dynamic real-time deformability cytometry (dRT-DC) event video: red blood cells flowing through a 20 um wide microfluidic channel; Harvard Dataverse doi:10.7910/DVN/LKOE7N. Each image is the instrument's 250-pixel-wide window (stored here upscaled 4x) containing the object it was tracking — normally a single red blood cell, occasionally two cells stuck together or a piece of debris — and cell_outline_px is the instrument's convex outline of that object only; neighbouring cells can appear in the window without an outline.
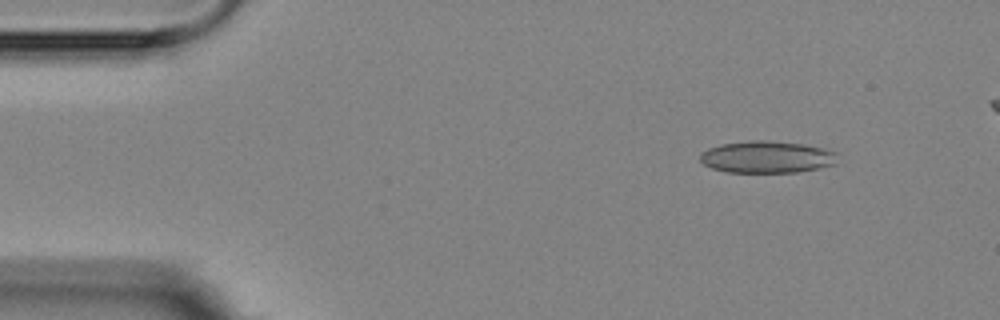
{"species": "Egyptian fruit bat (a non-hibernating species)", "species_latin": "Rousettus aegyptiacus", "temperature_condition": "room temperature", "stored_images_in_passage": 4, "camera_frame_rate_fps": 3000, "um_per_image_px": 0.085, "animal": {"sex": "female"}, "frame": {"image": 1, "passage_image": 1, "time_ms": 0.0, "image_size_px": [1000, 320], "cell_outline_px": [[840, 152], [836, 164], [820, 168], [796, 172], [728, 172], [712, 168], [704, 164], [700, 160], [700, 152], [708, 148], [720, 144], [752, 140], [764, 140], [804, 144], [824, 148]], "centroid_in_image_um": [65.23, 13.34], "position_along_channel_um": 19.8, "area_um2": 25.89}}
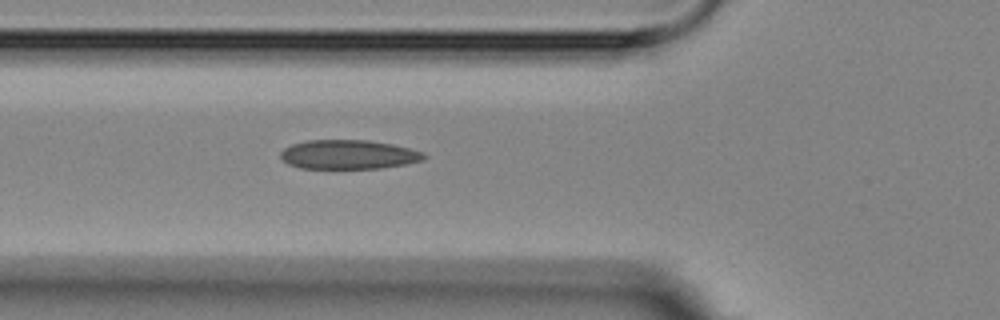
{"frame": {"image": 2, "passage_image": 4, "time_ms": 4.333, "image_size_px": [1000, 320], "cell_outline_px": [[428, 156], [424, 160], [404, 164], [380, 168], [300, 168], [288, 164], [280, 156], [280, 152], [284, 148], [292, 144], [308, 140], [368, 140], [392, 144], [424, 152]], "centroid_in_image_um": [29.63, 13.13], "position_along_channel_um": 96.2, "area_um2": 24.33}}